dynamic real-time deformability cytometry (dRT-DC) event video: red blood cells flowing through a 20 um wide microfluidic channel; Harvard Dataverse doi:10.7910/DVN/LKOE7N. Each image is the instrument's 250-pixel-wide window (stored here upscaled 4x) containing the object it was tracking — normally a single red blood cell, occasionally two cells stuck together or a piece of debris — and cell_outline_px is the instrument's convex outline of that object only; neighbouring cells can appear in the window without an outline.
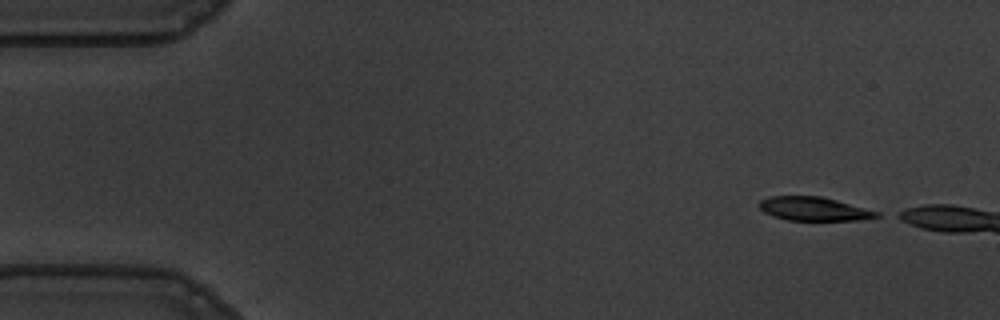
{"species": "common noctule bat (a hibernating species)", "species_latin": "Nyctalus noctula", "temperature_condition": "warm", "stored_images_in_passage": 8, "camera_frame_rate_fps": 3000, "um_per_image_px": 0.085, "animal": {"sex": "male", "body_mass_g": 19.5, "forearm_length_mm": 54.6}, "frame": {"image": 1, "passage_image": 1, "time_ms": 0.0, "image_size_px": [1000, 320], "cell_outline_px": [[880, 216], [860, 220], [788, 220], [772, 216], [764, 212], [756, 204], [760, 200], [768, 196], [820, 196], [836, 200], [880, 212]], "centroid_in_image_um": [69.13, 17.75], "position_along_channel_um": 15.9, "area_um2": 16.24}}